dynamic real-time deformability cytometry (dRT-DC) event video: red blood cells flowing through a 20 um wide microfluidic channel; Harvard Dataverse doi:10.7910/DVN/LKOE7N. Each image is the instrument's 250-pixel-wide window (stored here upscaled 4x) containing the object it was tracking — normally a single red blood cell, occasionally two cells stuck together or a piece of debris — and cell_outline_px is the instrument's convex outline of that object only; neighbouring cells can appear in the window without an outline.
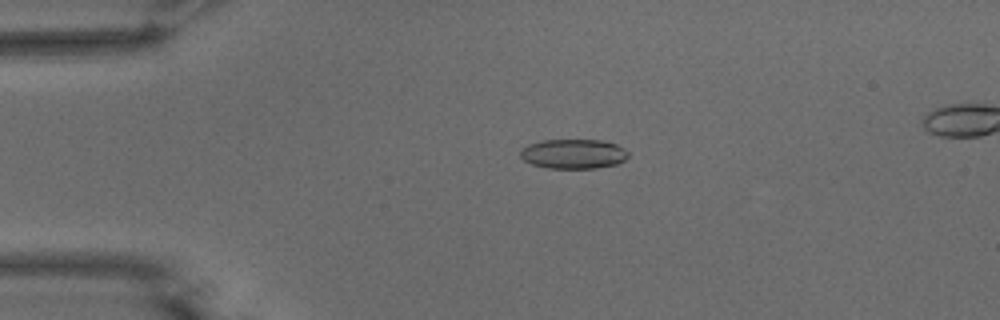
{"species": "common noctule bat (a hibernating species)", "species_latin": "Nyctalus noctula", "temperature_condition": "warm", "stored_images_in_passage": 19, "camera_frame_rate_fps": 3000, "um_per_image_px": 0.085, "animal": {"sex": "male", "body_mass_g": 15.6}, "frame": {"image": 1, "passage_image": 5, "time_ms": 1.333, "image_size_px": [1000, 320], "cell_outline_px": [[628, 156], [624, 160], [616, 164], [596, 168], [548, 168], [532, 164], [524, 160], [520, 156], [520, 148], [528, 144], [544, 140], [600, 140], [616, 144], [624, 148], [628, 152]], "centroid_in_image_um": [48.72, 13.07], "position_along_channel_um": 36.3, "area_um2": 18.61}}
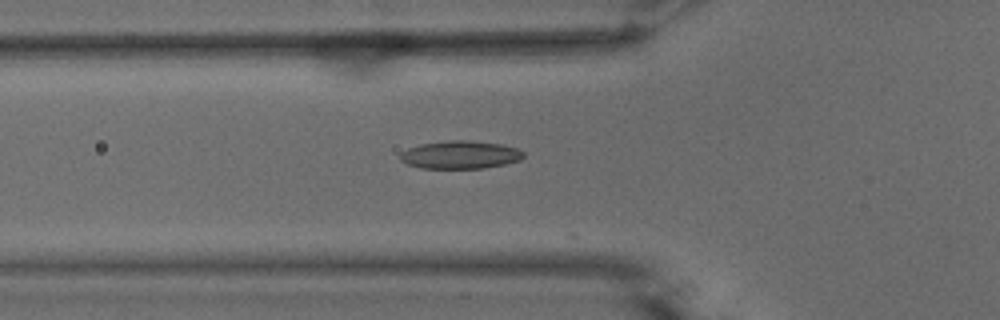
{"frame": {"image": 2, "passage_image": 12, "time_ms": 3.667, "image_size_px": [1000, 320], "cell_outline_px": [[524, 156], [520, 160], [504, 164], [484, 168], [420, 168], [408, 164], [400, 160], [400, 152], [408, 148], [420, 144], [448, 140], [472, 140], [500, 144], [516, 148], [524, 152]], "centroid_in_image_um": [39.1, 13.15], "position_along_channel_um": 86.7, "area_um2": 20.11}}
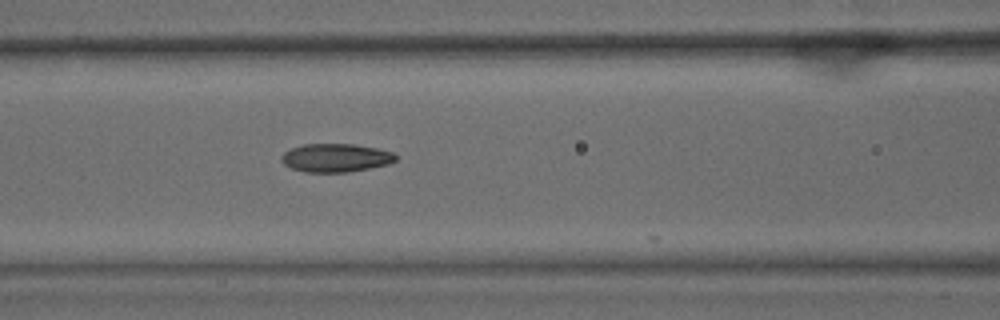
{"frame": {"image": 3, "passage_image": 16, "time_ms": 5.0, "image_size_px": [1000, 320], "cell_outline_px": [[396, 160], [388, 164], [348, 172], [304, 172], [292, 168], [284, 164], [280, 160], [280, 156], [284, 152], [292, 148], [304, 144], [352, 144], [376, 148], [392, 152], [396, 156]], "centroid_in_image_um": [28.5, 13.41], "position_along_channel_um": 138.1, "area_um2": 18.79}}